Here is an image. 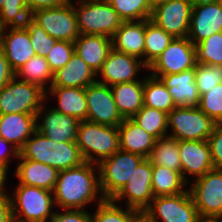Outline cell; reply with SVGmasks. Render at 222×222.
<instances>
[{"instance_id":"obj_25","label":"cell","mask_w":222,"mask_h":222,"mask_svg":"<svg viewBox=\"0 0 222 222\" xmlns=\"http://www.w3.org/2000/svg\"><path fill=\"white\" fill-rule=\"evenodd\" d=\"M96 73L74 52L69 62L53 73L51 87L87 88L97 81Z\"/></svg>"},{"instance_id":"obj_20","label":"cell","mask_w":222,"mask_h":222,"mask_svg":"<svg viewBox=\"0 0 222 222\" xmlns=\"http://www.w3.org/2000/svg\"><path fill=\"white\" fill-rule=\"evenodd\" d=\"M9 30V32H5L0 48L11 69L16 72L36 53L31 45L29 32L25 26L10 27Z\"/></svg>"},{"instance_id":"obj_46","label":"cell","mask_w":222,"mask_h":222,"mask_svg":"<svg viewBox=\"0 0 222 222\" xmlns=\"http://www.w3.org/2000/svg\"><path fill=\"white\" fill-rule=\"evenodd\" d=\"M69 2L70 0H26V5L31 14L38 9L60 7Z\"/></svg>"},{"instance_id":"obj_27","label":"cell","mask_w":222,"mask_h":222,"mask_svg":"<svg viewBox=\"0 0 222 222\" xmlns=\"http://www.w3.org/2000/svg\"><path fill=\"white\" fill-rule=\"evenodd\" d=\"M19 162L15 174L20 180L19 184L35 186L53 191L56 185L58 171L47 164L34 160L18 158Z\"/></svg>"},{"instance_id":"obj_31","label":"cell","mask_w":222,"mask_h":222,"mask_svg":"<svg viewBox=\"0 0 222 222\" xmlns=\"http://www.w3.org/2000/svg\"><path fill=\"white\" fill-rule=\"evenodd\" d=\"M148 159L152 165H161L182 175L178 140L173 137L167 135L157 139Z\"/></svg>"},{"instance_id":"obj_3","label":"cell","mask_w":222,"mask_h":222,"mask_svg":"<svg viewBox=\"0 0 222 222\" xmlns=\"http://www.w3.org/2000/svg\"><path fill=\"white\" fill-rule=\"evenodd\" d=\"M76 144L85 162L98 165L102 160L119 150L118 127L102 125L88 120L80 121Z\"/></svg>"},{"instance_id":"obj_8","label":"cell","mask_w":222,"mask_h":222,"mask_svg":"<svg viewBox=\"0 0 222 222\" xmlns=\"http://www.w3.org/2000/svg\"><path fill=\"white\" fill-rule=\"evenodd\" d=\"M141 215L148 222H159L160 219L162 222L202 221L189 190L174 196L154 197Z\"/></svg>"},{"instance_id":"obj_35","label":"cell","mask_w":222,"mask_h":222,"mask_svg":"<svg viewBox=\"0 0 222 222\" xmlns=\"http://www.w3.org/2000/svg\"><path fill=\"white\" fill-rule=\"evenodd\" d=\"M131 119L156 140L167 136L168 114L161 110L143 106Z\"/></svg>"},{"instance_id":"obj_44","label":"cell","mask_w":222,"mask_h":222,"mask_svg":"<svg viewBox=\"0 0 222 222\" xmlns=\"http://www.w3.org/2000/svg\"><path fill=\"white\" fill-rule=\"evenodd\" d=\"M207 142L210 147L214 168L222 169V123L215 124Z\"/></svg>"},{"instance_id":"obj_53","label":"cell","mask_w":222,"mask_h":222,"mask_svg":"<svg viewBox=\"0 0 222 222\" xmlns=\"http://www.w3.org/2000/svg\"><path fill=\"white\" fill-rule=\"evenodd\" d=\"M193 4L200 3V2H211V1H218V0H190Z\"/></svg>"},{"instance_id":"obj_48","label":"cell","mask_w":222,"mask_h":222,"mask_svg":"<svg viewBox=\"0 0 222 222\" xmlns=\"http://www.w3.org/2000/svg\"><path fill=\"white\" fill-rule=\"evenodd\" d=\"M11 144L7 141H5L2 137H0V146H6L8 148V145ZM10 150L6 149L4 147L0 148V164L3 165L4 167H6L7 169H9L8 165L10 164L9 160H10V156H14L16 158L19 157V150H17L13 145H9ZM2 149V150H1Z\"/></svg>"},{"instance_id":"obj_1","label":"cell","mask_w":222,"mask_h":222,"mask_svg":"<svg viewBox=\"0 0 222 222\" xmlns=\"http://www.w3.org/2000/svg\"><path fill=\"white\" fill-rule=\"evenodd\" d=\"M97 164L84 162L80 166L58 172L53 197L54 205L61 209L82 210L86 204L95 199L104 201L100 188L99 171L98 177L94 172ZM101 194L99 198L96 196ZM83 207V208H82Z\"/></svg>"},{"instance_id":"obj_23","label":"cell","mask_w":222,"mask_h":222,"mask_svg":"<svg viewBox=\"0 0 222 222\" xmlns=\"http://www.w3.org/2000/svg\"><path fill=\"white\" fill-rule=\"evenodd\" d=\"M36 131V115L13 113L0 115V137L20 150Z\"/></svg>"},{"instance_id":"obj_50","label":"cell","mask_w":222,"mask_h":222,"mask_svg":"<svg viewBox=\"0 0 222 222\" xmlns=\"http://www.w3.org/2000/svg\"><path fill=\"white\" fill-rule=\"evenodd\" d=\"M8 169L0 164V195L7 194L5 192V183L7 178Z\"/></svg>"},{"instance_id":"obj_6","label":"cell","mask_w":222,"mask_h":222,"mask_svg":"<svg viewBox=\"0 0 222 222\" xmlns=\"http://www.w3.org/2000/svg\"><path fill=\"white\" fill-rule=\"evenodd\" d=\"M74 4L77 26L80 34L101 35L112 38L123 20L108 0H77Z\"/></svg>"},{"instance_id":"obj_55","label":"cell","mask_w":222,"mask_h":222,"mask_svg":"<svg viewBox=\"0 0 222 222\" xmlns=\"http://www.w3.org/2000/svg\"><path fill=\"white\" fill-rule=\"evenodd\" d=\"M201 222H222V220H202Z\"/></svg>"},{"instance_id":"obj_14","label":"cell","mask_w":222,"mask_h":222,"mask_svg":"<svg viewBox=\"0 0 222 222\" xmlns=\"http://www.w3.org/2000/svg\"><path fill=\"white\" fill-rule=\"evenodd\" d=\"M87 120L102 125L118 127L124 120L114 102L111 87L94 82L85 88Z\"/></svg>"},{"instance_id":"obj_45","label":"cell","mask_w":222,"mask_h":222,"mask_svg":"<svg viewBox=\"0 0 222 222\" xmlns=\"http://www.w3.org/2000/svg\"><path fill=\"white\" fill-rule=\"evenodd\" d=\"M65 212L54 213L50 222H91V213L86 210L65 209Z\"/></svg>"},{"instance_id":"obj_26","label":"cell","mask_w":222,"mask_h":222,"mask_svg":"<svg viewBox=\"0 0 222 222\" xmlns=\"http://www.w3.org/2000/svg\"><path fill=\"white\" fill-rule=\"evenodd\" d=\"M119 149L148 158L156 139L145 132L131 118H126L118 126Z\"/></svg>"},{"instance_id":"obj_19","label":"cell","mask_w":222,"mask_h":222,"mask_svg":"<svg viewBox=\"0 0 222 222\" xmlns=\"http://www.w3.org/2000/svg\"><path fill=\"white\" fill-rule=\"evenodd\" d=\"M168 89L176 107H198L200 95L195 83V68L177 74L152 75Z\"/></svg>"},{"instance_id":"obj_16","label":"cell","mask_w":222,"mask_h":222,"mask_svg":"<svg viewBox=\"0 0 222 222\" xmlns=\"http://www.w3.org/2000/svg\"><path fill=\"white\" fill-rule=\"evenodd\" d=\"M222 32V3L218 1L193 4L189 40L198 44L214 33Z\"/></svg>"},{"instance_id":"obj_9","label":"cell","mask_w":222,"mask_h":222,"mask_svg":"<svg viewBox=\"0 0 222 222\" xmlns=\"http://www.w3.org/2000/svg\"><path fill=\"white\" fill-rule=\"evenodd\" d=\"M202 220H222V170L212 169L195 178L189 189Z\"/></svg>"},{"instance_id":"obj_10","label":"cell","mask_w":222,"mask_h":222,"mask_svg":"<svg viewBox=\"0 0 222 222\" xmlns=\"http://www.w3.org/2000/svg\"><path fill=\"white\" fill-rule=\"evenodd\" d=\"M215 122L198 107H175L168 113V127L172 133L168 136L176 140H208Z\"/></svg>"},{"instance_id":"obj_30","label":"cell","mask_w":222,"mask_h":222,"mask_svg":"<svg viewBox=\"0 0 222 222\" xmlns=\"http://www.w3.org/2000/svg\"><path fill=\"white\" fill-rule=\"evenodd\" d=\"M187 182L178 171L161 165H152L151 186L154 197L174 196L185 192Z\"/></svg>"},{"instance_id":"obj_15","label":"cell","mask_w":222,"mask_h":222,"mask_svg":"<svg viewBox=\"0 0 222 222\" xmlns=\"http://www.w3.org/2000/svg\"><path fill=\"white\" fill-rule=\"evenodd\" d=\"M192 9L190 0H169L152 10L150 20L173 38L187 37Z\"/></svg>"},{"instance_id":"obj_37","label":"cell","mask_w":222,"mask_h":222,"mask_svg":"<svg viewBox=\"0 0 222 222\" xmlns=\"http://www.w3.org/2000/svg\"><path fill=\"white\" fill-rule=\"evenodd\" d=\"M123 21H140L151 18L152 9L146 0H108Z\"/></svg>"},{"instance_id":"obj_4","label":"cell","mask_w":222,"mask_h":222,"mask_svg":"<svg viewBox=\"0 0 222 222\" xmlns=\"http://www.w3.org/2000/svg\"><path fill=\"white\" fill-rule=\"evenodd\" d=\"M9 198L13 222H48L54 216L52 191L18 184L13 198Z\"/></svg>"},{"instance_id":"obj_33","label":"cell","mask_w":222,"mask_h":222,"mask_svg":"<svg viewBox=\"0 0 222 222\" xmlns=\"http://www.w3.org/2000/svg\"><path fill=\"white\" fill-rule=\"evenodd\" d=\"M144 106L167 114L176 107L168 89L159 78L152 75L144 78Z\"/></svg>"},{"instance_id":"obj_47","label":"cell","mask_w":222,"mask_h":222,"mask_svg":"<svg viewBox=\"0 0 222 222\" xmlns=\"http://www.w3.org/2000/svg\"><path fill=\"white\" fill-rule=\"evenodd\" d=\"M14 76L15 72L11 69L10 64L0 48V89L4 87Z\"/></svg>"},{"instance_id":"obj_43","label":"cell","mask_w":222,"mask_h":222,"mask_svg":"<svg viewBox=\"0 0 222 222\" xmlns=\"http://www.w3.org/2000/svg\"><path fill=\"white\" fill-rule=\"evenodd\" d=\"M75 52L74 42L57 40L45 57L50 70L54 73L64 67Z\"/></svg>"},{"instance_id":"obj_34","label":"cell","mask_w":222,"mask_h":222,"mask_svg":"<svg viewBox=\"0 0 222 222\" xmlns=\"http://www.w3.org/2000/svg\"><path fill=\"white\" fill-rule=\"evenodd\" d=\"M15 76L17 78L23 77L22 81L36 84L45 91H47L45 84L50 82L49 87H51L53 83V72L50 70L46 58L40 55L31 57L27 63L15 72Z\"/></svg>"},{"instance_id":"obj_2","label":"cell","mask_w":222,"mask_h":222,"mask_svg":"<svg viewBox=\"0 0 222 222\" xmlns=\"http://www.w3.org/2000/svg\"><path fill=\"white\" fill-rule=\"evenodd\" d=\"M19 150V157L54 167L58 172L85 162L76 142H55L35 131Z\"/></svg>"},{"instance_id":"obj_32","label":"cell","mask_w":222,"mask_h":222,"mask_svg":"<svg viewBox=\"0 0 222 222\" xmlns=\"http://www.w3.org/2000/svg\"><path fill=\"white\" fill-rule=\"evenodd\" d=\"M172 40L173 37L171 35L150 19L145 20V48L142 61L146 68L161 55Z\"/></svg>"},{"instance_id":"obj_36","label":"cell","mask_w":222,"mask_h":222,"mask_svg":"<svg viewBox=\"0 0 222 222\" xmlns=\"http://www.w3.org/2000/svg\"><path fill=\"white\" fill-rule=\"evenodd\" d=\"M112 199L98 201V207L94 215H91V222H135L141 214L127 207L126 211L117 206Z\"/></svg>"},{"instance_id":"obj_28","label":"cell","mask_w":222,"mask_h":222,"mask_svg":"<svg viewBox=\"0 0 222 222\" xmlns=\"http://www.w3.org/2000/svg\"><path fill=\"white\" fill-rule=\"evenodd\" d=\"M121 116L132 118L144 106V79L110 86Z\"/></svg>"},{"instance_id":"obj_11","label":"cell","mask_w":222,"mask_h":222,"mask_svg":"<svg viewBox=\"0 0 222 222\" xmlns=\"http://www.w3.org/2000/svg\"><path fill=\"white\" fill-rule=\"evenodd\" d=\"M30 17L56 40L74 42L80 35L72 0L60 7L38 9Z\"/></svg>"},{"instance_id":"obj_41","label":"cell","mask_w":222,"mask_h":222,"mask_svg":"<svg viewBox=\"0 0 222 222\" xmlns=\"http://www.w3.org/2000/svg\"><path fill=\"white\" fill-rule=\"evenodd\" d=\"M24 26L29 32L31 45L36 55L46 57L57 40L48 35L31 17Z\"/></svg>"},{"instance_id":"obj_29","label":"cell","mask_w":222,"mask_h":222,"mask_svg":"<svg viewBox=\"0 0 222 222\" xmlns=\"http://www.w3.org/2000/svg\"><path fill=\"white\" fill-rule=\"evenodd\" d=\"M47 91L46 99L47 93L57 97L59 106L53 107L55 110L73 116L79 121L87 120L85 88L48 87Z\"/></svg>"},{"instance_id":"obj_21","label":"cell","mask_w":222,"mask_h":222,"mask_svg":"<svg viewBox=\"0 0 222 222\" xmlns=\"http://www.w3.org/2000/svg\"><path fill=\"white\" fill-rule=\"evenodd\" d=\"M42 123L36 122V131L55 142H76L79 120L51 108L44 112Z\"/></svg>"},{"instance_id":"obj_12","label":"cell","mask_w":222,"mask_h":222,"mask_svg":"<svg viewBox=\"0 0 222 222\" xmlns=\"http://www.w3.org/2000/svg\"><path fill=\"white\" fill-rule=\"evenodd\" d=\"M151 181L152 163L148 158H144L135 168L126 185L112 200L117 203L126 198L127 207L142 214L154 198Z\"/></svg>"},{"instance_id":"obj_39","label":"cell","mask_w":222,"mask_h":222,"mask_svg":"<svg viewBox=\"0 0 222 222\" xmlns=\"http://www.w3.org/2000/svg\"><path fill=\"white\" fill-rule=\"evenodd\" d=\"M195 83L199 95L210 91L222 83V65L197 64L195 67Z\"/></svg>"},{"instance_id":"obj_40","label":"cell","mask_w":222,"mask_h":222,"mask_svg":"<svg viewBox=\"0 0 222 222\" xmlns=\"http://www.w3.org/2000/svg\"><path fill=\"white\" fill-rule=\"evenodd\" d=\"M30 17L26 0H5L0 10V18L6 26H24Z\"/></svg>"},{"instance_id":"obj_7","label":"cell","mask_w":222,"mask_h":222,"mask_svg":"<svg viewBox=\"0 0 222 222\" xmlns=\"http://www.w3.org/2000/svg\"><path fill=\"white\" fill-rule=\"evenodd\" d=\"M143 159L140 155L119 149L112 156L102 160L97 166L102 196L105 199H113Z\"/></svg>"},{"instance_id":"obj_38","label":"cell","mask_w":222,"mask_h":222,"mask_svg":"<svg viewBox=\"0 0 222 222\" xmlns=\"http://www.w3.org/2000/svg\"><path fill=\"white\" fill-rule=\"evenodd\" d=\"M195 50L197 64L222 65V32L199 42Z\"/></svg>"},{"instance_id":"obj_18","label":"cell","mask_w":222,"mask_h":222,"mask_svg":"<svg viewBox=\"0 0 222 222\" xmlns=\"http://www.w3.org/2000/svg\"><path fill=\"white\" fill-rule=\"evenodd\" d=\"M178 148L182 165V177L187 183L188 179L185 175H196L195 177L198 178L214 169L207 140H179Z\"/></svg>"},{"instance_id":"obj_24","label":"cell","mask_w":222,"mask_h":222,"mask_svg":"<svg viewBox=\"0 0 222 222\" xmlns=\"http://www.w3.org/2000/svg\"><path fill=\"white\" fill-rule=\"evenodd\" d=\"M112 46L118 52L144 58L145 20L123 21L112 37Z\"/></svg>"},{"instance_id":"obj_42","label":"cell","mask_w":222,"mask_h":222,"mask_svg":"<svg viewBox=\"0 0 222 222\" xmlns=\"http://www.w3.org/2000/svg\"><path fill=\"white\" fill-rule=\"evenodd\" d=\"M198 108L215 123H222V83L200 96Z\"/></svg>"},{"instance_id":"obj_17","label":"cell","mask_w":222,"mask_h":222,"mask_svg":"<svg viewBox=\"0 0 222 222\" xmlns=\"http://www.w3.org/2000/svg\"><path fill=\"white\" fill-rule=\"evenodd\" d=\"M142 67L146 68L142 59L138 60L134 56L112 49L97 73L102 77V80H97V82L112 86L138 81L136 75Z\"/></svg>"},{"instance_id":"obj_13","label":"cell","mask_w":222,"mask_h":222,"mask_svg":"<svg viewBox=\"0 0 222 222\" xmlns=\"http://www.w3.org/2000/svg\"><path fill=\"white\" fill-rule=\"evenodd\" d=\"M195 45L188 37L173 38L161 55L147 68L151 75L177 74L195 68Z\"/></svg>"},{"instance_id":"obj_22","label":"cell","mask_w":222,"mask_h":222,"mask_svg":"<svg viewBox=\"0 0 222 222\" xmlns=\"http://www.w3.org/2000/svg\"><path fill=\"white\" fill-rule=\"evenodd\" d=\"M75 53L94 71H100L113 49L112 38L101 35L80 34L74 41Z\"/></svg>"},{"instance_id":"obj_51","label":"cell","mask_w":222,"mask_h":222,"mask_svg":"<svg viewBox=\"0 0 222 222\" xmlns=\"http://www.w3.org/2000/svg\"><path fill=\"white\" fill-rule=\"evenodd\" d=\"M146 1L149 4V7L153 10L156 6L166 3L169 0H146Z\"/></svg>"},{"instance_id":"obj_5","label":"cell","mask_w":222,"mask_h":222,"mask_svg":"<svg viewBox=\"0 0 222 222\" xmlns=\"http://www.w3.org/2000/svg\"><path fill=\"white\" fill-rule=\"evenodd\" d=\"M17 79L14 76L0 89V115L33 114L38 122L43 115L46 91L36 84Z\"/></svg>"},{"instance_id":"obj_56","label":"cell","mask_w":222,"mask_h":222,"mask_svg":"<svg viewBox=\"0 0 222 222\" xmlns=\"http://www.w3.org/2000/svg\"><path fill=\"white\" fill-rule=\"evenodd\" d=\"M4 2H5V0H0V10L2 9Z\"/></svg>"},{"instance_id":"obj_49","label":"cell","mask_w":222,"mask_h":222,"mask_svg":"<svg viewBox=\"0 0 222 222\" xmlns=\"http://www.w3.org/2000/svg\"><path fill=\"white\" fill-rule=\"evenodd\" d=\"M0 222H13L11 202L8 194L0 195Z\"/></svg>"},{"instance_id":"obj_52","label":"cell","mask_w":222,"mask_h":222,"mask_svg":"<svg viewBox=\"0 0 222 222\" xmlns=\"http://www.w3.org/2000/svg\"><path fill=\"white\" fill-rule=\"evenodd\" d=\"M6 28H7V26L4 24V22L0 18V45H1L2 40L4 38Z\"/></svg>"},{"instance_id":"obj_54","label":"cell","mask_w":222,"mask_h":222,"mask_svg":"<svg viewBox=\"0 0 222 222\" xmlns=\"http://www.w3.org/2000/svg\"><path fill=\"white\" fill-rule=\"evenodd\" d=\"M135 222H148L142 215Z\"/></svg>"}]
</instances>
